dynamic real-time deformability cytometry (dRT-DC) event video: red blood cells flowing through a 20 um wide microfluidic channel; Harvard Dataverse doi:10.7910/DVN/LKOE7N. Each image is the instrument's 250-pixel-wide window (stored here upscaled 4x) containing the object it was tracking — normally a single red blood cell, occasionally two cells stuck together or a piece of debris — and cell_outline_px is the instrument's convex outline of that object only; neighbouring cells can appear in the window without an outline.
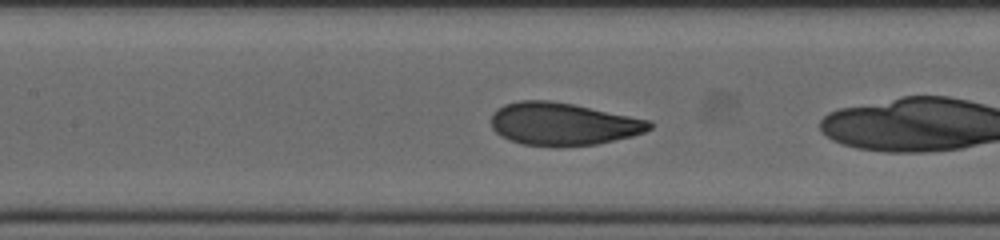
{"species": "human", "species_latin": "Homo sapiens", "temperature_condition": "cold", "stored_images_in_passage": 29, "camera_frame_rate_fps": 3000, "um_per_image_px": 0.085, "donor": {"sex": "female"}, "frame": {"image": 1, "passage_image": 5, "time_ms": 1.333, "image_size_px": [1000, 240], "cell_outline_px": [[652, 128], [644, 132], [632, 136], [596, 144], [556, 148], [524, 144], [500, 136], [492, 128], [492, 112], [496, 108], [504, 104], [520, 100], [548, 100], [572, 104], [652, 120]], "centroid_in_image_um": [47.85, 10.54], "position_along_channel_um": 159.6, "area_um2": 39.65}}